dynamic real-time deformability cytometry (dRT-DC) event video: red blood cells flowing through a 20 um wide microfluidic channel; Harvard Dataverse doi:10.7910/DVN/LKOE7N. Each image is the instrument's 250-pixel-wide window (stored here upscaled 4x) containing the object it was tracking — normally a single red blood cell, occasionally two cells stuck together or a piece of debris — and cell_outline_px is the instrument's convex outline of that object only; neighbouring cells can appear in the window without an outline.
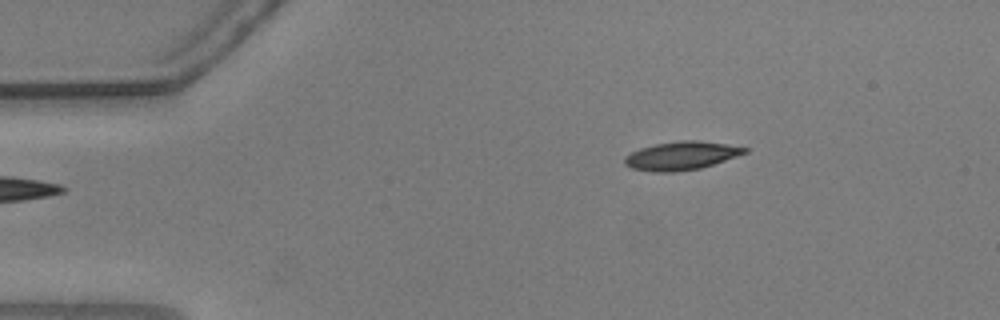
{"species": "common noctule bat (a hibernating species)", "species_latin": "Nyctalus noctula", "temperature_condition": "warm", "stored_images_in_passage": 16, "camera_frame_rate_fps": 3000, "um_per_image_px": 0.085, "animal": {"sex": "male", "body_mass_g": 20.5, "forearm_length_mm": 52.5}, "frame": {"image": 1, "passage_image": 1, "time_ms": 0.0, "image_size_px": [1000, 320], "cell_outline_px": [[748, 152], [700, 168], [676, 172], [652, 172], [632, 168], [624, 164], [624, 156], [640, 148], [656, 144], [680, 140], [696, 140], [724, 144], [748, 148]], "centroid_in_image_um": [57.87, 13.24], "position_along_channel_um": 27.1, "area_um2": 19.65}}
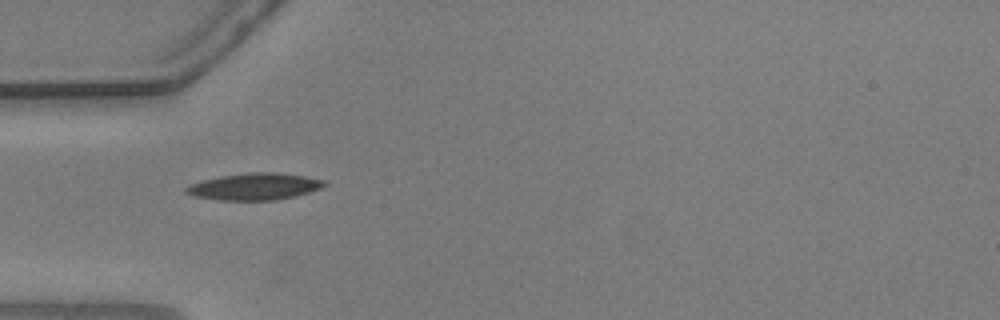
{"frame": {"image": 2, "passage_image": 9, "time_ms": 2.667, "image_size_px": [1000, 320], "cell_outline_px": [[328, 184], [320, 188], [296, 196], [276, 200], [220, 200], [192, 196], [184, 192], [184, 188], [188, 184], [200, 180], [220, 176], [252, 172], [276, 172], [304, 176], [324, 180]], "centroid_in_image_um": [21.58, 15.85], "position_along_channel_um": 63.4, "area_um2": 21.73}}